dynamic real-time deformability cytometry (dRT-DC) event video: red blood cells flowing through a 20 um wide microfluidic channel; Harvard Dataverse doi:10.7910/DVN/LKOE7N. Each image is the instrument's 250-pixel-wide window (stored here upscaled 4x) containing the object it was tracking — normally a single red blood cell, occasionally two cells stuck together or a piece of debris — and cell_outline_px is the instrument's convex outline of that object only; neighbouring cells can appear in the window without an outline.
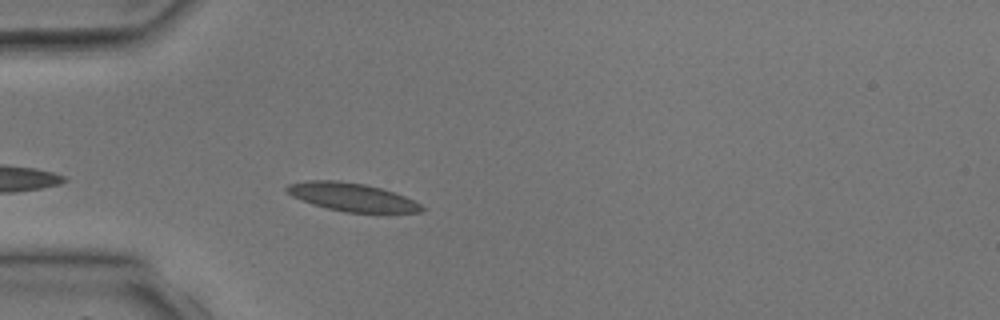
{"species": "common noctule bat (a hibernating species)", "species_latin": "Nyctalus noctula", "temperature_condition": "room temperature", "stored_images_in_passage": 3, "camera_frame_rate_fps": 3000, "um_per_image_px": 0.085, "animal": {"sex": "male", "body_mass_g": 17.9, "forearm_length_mm": 54.2}, "frame": {"image": 1, "passage_image": 3, "time_ms": 2.0, "image_size_px": [1000, 320], "cell_outline_px": [[424, 208], [420, 212], [344, 212], [312, 204], [292, 196], [284, 192], [284, 188], [288, 184], [308, 180], [336, 180], [364, 184], [396, 192], [420, 204]], "centroid_in_image_um": [29.85, 16.74], "position_along_channel_um": 55.2, "area_um2": 22.02}}